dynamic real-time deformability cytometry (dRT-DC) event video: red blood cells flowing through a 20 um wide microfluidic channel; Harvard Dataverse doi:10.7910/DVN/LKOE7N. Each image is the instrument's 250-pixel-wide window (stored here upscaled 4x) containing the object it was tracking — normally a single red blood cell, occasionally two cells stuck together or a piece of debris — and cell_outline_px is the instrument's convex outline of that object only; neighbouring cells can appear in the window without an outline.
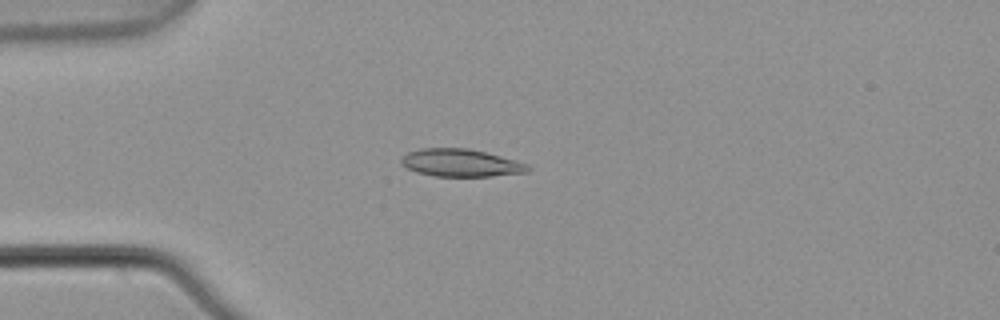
{"species": "common noctule bat (a hibernating species)", "species_latin": "Nyctalus noctula", "temperature_condition": "warm", "stored_images_in_passage": 5, "camera_frame_rate_fps": 3000, "um_per_image_px": 0.085, "animal": {"sex": "male", "body_mass_g": 21.5, "forearm_length_mm": 52.0}, "frame": {"image": 1, "passage_image": 3, "time_ms": 0.667, "image_size_px": [1000, 320], "cell_outline_px": [[532, 168], [528, 172], [492, 176], [436, 176], [416, 172], [400, 164], [400, 156], [408, 152], [420, 148], [468, 148], [516, 160], [528, 164]], "centroid_in_image_um": [39.15, 13.84], "position_along_channel_um": 45.9, "area_um2": 20.46}}
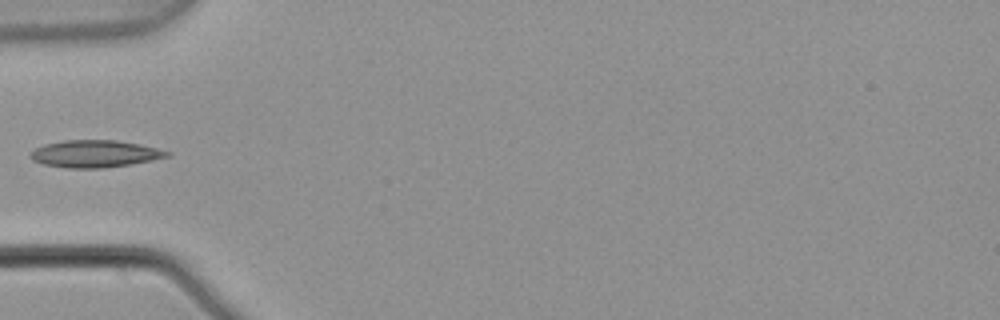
{"frame": {"image": 2, "passage_image": 4, "time_ms": 1.0, "image_size_px": [1000, 320], "cell_outline_px": [[172, 156], [152, 160], [104, 168], [68, 168], [44, 164], [32, 160], [28, 156], [36, 148], [44, 144], [64, 140], [116, 140], [140, 144], [172, 152]], "centroid_in_image_um": [8.08, 13.07], "position_along_channel_um": 76.9, "area_um2": 21.62}}
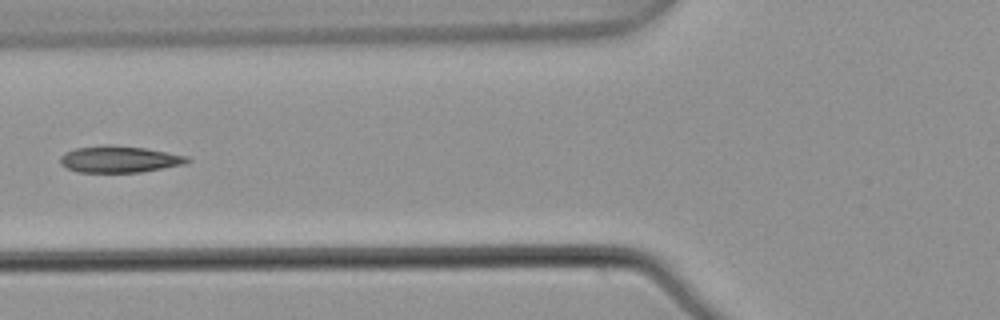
{"frame": {"image": 3, "passage_image": 5, "time_ms": 1.333, "image_size_px": [1000, 320], "cell_outline_px": [[192, 160], [184, 164], [140, 172], [76, 172], [60, 164], [60, 156], [64, 152], [76, 148], [108, 144], [144, 148], [188, 156]], "centroid_in_image_um": [10.12, 13.53], "position_along_channel_um": 115.7, "area_um2": 19.65}}